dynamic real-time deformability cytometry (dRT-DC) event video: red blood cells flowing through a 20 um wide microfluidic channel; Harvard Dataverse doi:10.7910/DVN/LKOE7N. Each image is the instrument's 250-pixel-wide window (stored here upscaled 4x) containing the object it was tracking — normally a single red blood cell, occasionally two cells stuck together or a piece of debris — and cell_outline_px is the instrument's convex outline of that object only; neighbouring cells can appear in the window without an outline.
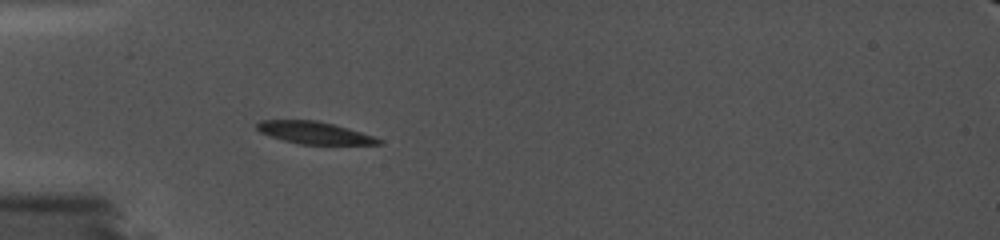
{"species": "common noctule bat (a hibernating species)", "species_latin": "Nyctalus noctula", "temperature_condition": "cold", "stored_images_in_passage": 57, "camera_frame_rate_fps": 5000, "um_per_image_px": 0.085, "animal": {"sex": "female", "body_mass_g": 19.0, "forearm_length_mm": 56.7}, "frame": {"image": 1, "passage_image": 1, "time_ms": 0.0, "image_size_px": [1000, 240], "cell_outline_px": [[380, 144], [300, 144], [284, 140], [260, 132], [256, 128], [256, 124], [260, 120], [316, 120], [332, 124], [360, 132], [372, 136], [380, 140]], "centroid_in_image_um": [26.65, 11.27], "position_along_channel_um": 58.4, "area_um2": 15.32}}
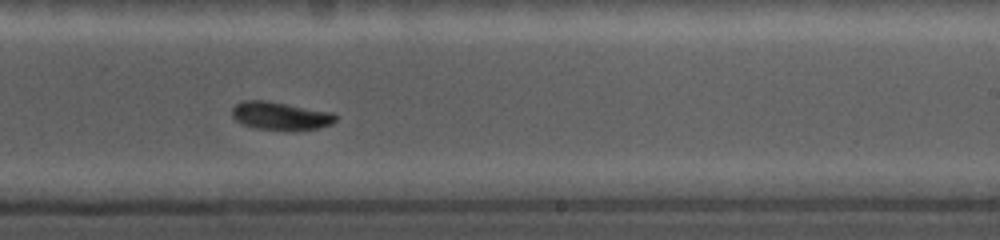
{"frame": {"image": 2, "passage_image": 30, "time_ms": 5.8, "image_size_px": [1000, 240], "cell_outline_px": [[336, 120], [332, 124], [320, 128], [292, 132], [256, 128], [244, 124], [236, 120], [232, 116], [232, 108], [236, 104], [244, 100], [264, 100], [332, 112], [336, 116]], "centroid_in_image_um": [23.86, 9.87], "position_along_channel_um": 265.1, "area_um2": 17.17}}
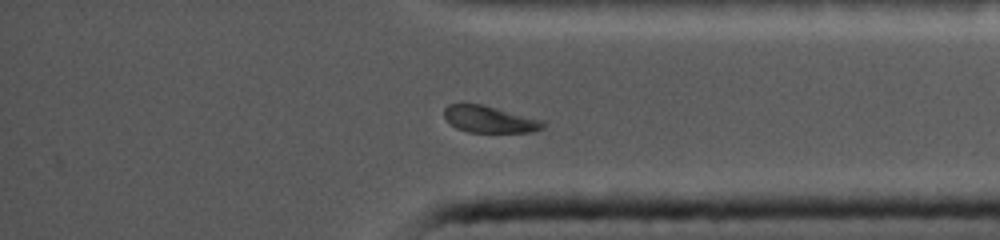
{"frame": {"image": 3, "passage_image": 47, "time_ms": 9.2, "image_size_px": [1000, 240], "cell_outline_px": [[544, 128], [532, 132], [468, 132], [456, 128], [444, 116], [444, 108], [448, 104], [480, 104], [544, 120]], "centroid_in_image_um": [41.62, 10.15], "position_along_channel_um": 393.6, "area_um2": 15.26}, "authors_computed_cell_mechanics": {"area_um2": 17.3978, "velocity_mm_per_s": 3.7311, "shape_relaxation_time_tau1_ms": null, "shape_relaxation_time_tau2_ms": 6.0595, "deformation_change_tau1": null, "deformation_change_tau2": 0.0676}}